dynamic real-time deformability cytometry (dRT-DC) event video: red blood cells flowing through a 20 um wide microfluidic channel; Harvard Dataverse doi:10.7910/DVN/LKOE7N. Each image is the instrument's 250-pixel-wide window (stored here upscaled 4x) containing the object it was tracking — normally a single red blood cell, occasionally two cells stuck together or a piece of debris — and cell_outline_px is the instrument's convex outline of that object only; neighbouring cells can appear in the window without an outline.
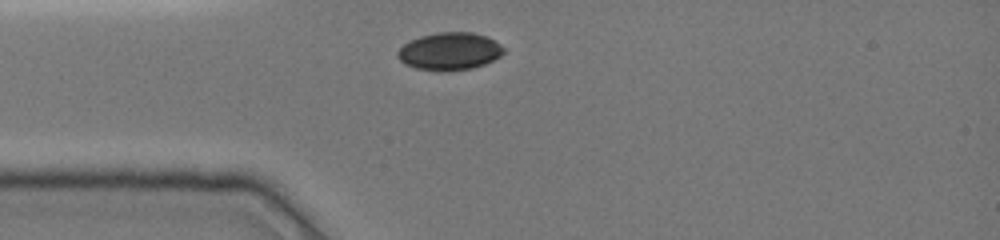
{"species": "common noctule bat (a hibernating species)", "species_latin": "Nyctalus noctula", "temperature_condition": "cold", "stored_images_in_passage": 2, "camera_frame_rate_fps": 3000, "um_per_image_px": 0.085, "animal": {"sex": "female", "body_mass_g": 19.0, "forearm_length_mm": 51.5}, "frame": {"image": 1, "passage_image": 2, "time_ms": 0.333, "image_size_px": [1000, 240], "cell_outline_px": [[504, 52], [500, 56], [484, 64], [472, 68], [448, 72], [440, 72], [416, 68], [404, 64], [396, 56], [396, 52], [404, 44], [420, 36], [436, 32], [472, 32], [484, 36], [500, 44], [504, 48]], "centroid_in_image_um": [38.18, 4.38], "position_along_channel_um": 46.8, "area_um2": 23.29}}